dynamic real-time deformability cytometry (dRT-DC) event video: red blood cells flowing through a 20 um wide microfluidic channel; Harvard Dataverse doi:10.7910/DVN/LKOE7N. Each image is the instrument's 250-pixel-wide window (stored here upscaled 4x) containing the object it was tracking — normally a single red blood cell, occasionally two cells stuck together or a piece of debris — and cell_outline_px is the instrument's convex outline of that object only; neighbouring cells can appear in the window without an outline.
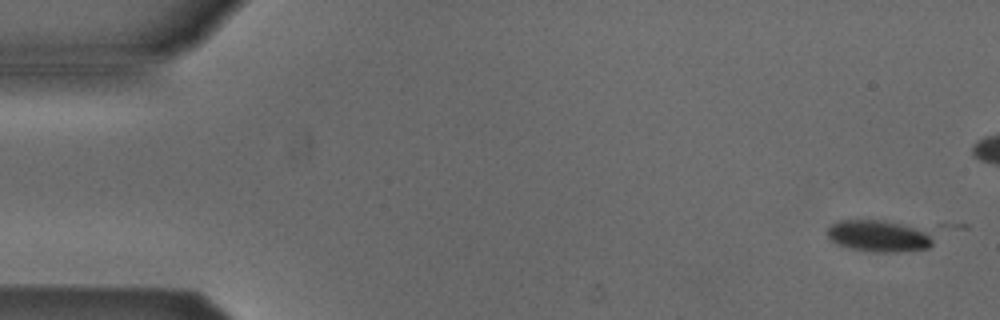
{"species": "Egyptian fruit bat (a non-hibernating species)", "species_latin": "Rousettus aegyptiacus", "temperature_condition": "cold", "stored_images_in_passage": 3, "camera_frame_rate_fps": 3000, "um_per_image_px": 0.085, "animal": {"sex": "male"}, "frame": {"image": 1, "passage_image": 1, "time_ms": 0.0, "image_size_px": [1000, 320], "cell_outline_px": [[932, 244], [928, 248], [896, 252], [868, 252], [848, 248], [836, 244], [828, 236], [828, 228], [832, 224], [840, 220], [880, 220], [900, 224], [932, 232]], "centroid_in_image_um": [74.68, 20.07], "position_along_channel_um": 10.3, "area_um2": 19.48}}